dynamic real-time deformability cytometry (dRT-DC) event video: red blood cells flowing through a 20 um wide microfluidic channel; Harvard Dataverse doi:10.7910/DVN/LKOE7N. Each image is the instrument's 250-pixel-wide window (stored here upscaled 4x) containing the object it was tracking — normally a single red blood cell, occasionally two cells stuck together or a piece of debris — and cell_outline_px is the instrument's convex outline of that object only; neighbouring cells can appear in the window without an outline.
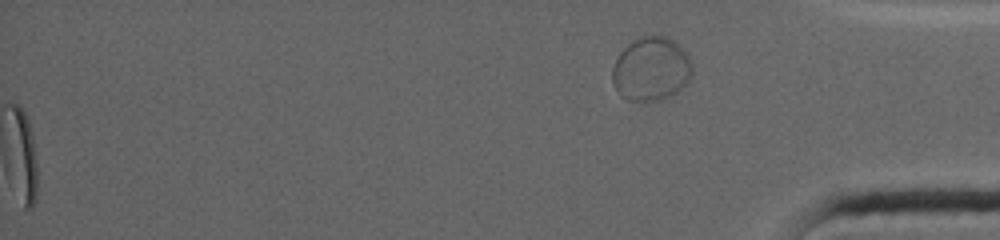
{"species": "common noctule bat (a hibernating species)", "species_latin": "Nyctalus noctula", "temperature_condition": "warm", "stored_images_in_passage": 69, "segment_of_instrument_passage": [2, 2], "camera_frame_rate_fps": 4500, "um_per_image_px": 0.085, "animal": {"sex": "female", "body_mass_g": 19.0, "forearm_length_mm": 53.3}, "frame": {"image": 1, "passage_image": 69, "time_ms": 16.444, "image_size_px": [1000, 240], "cell_outline_px": [[692, 76], [676, 92], [660, 100], [644, 104], [628, 100], [620, 96], [612, 84], [612, 68], [620, 52], [628, 44], [644, 32], [652, 32], [668, 36], [676, 40], [680, 44], [688, 56], [692, 64]], "centroid_in_image_um": [55.33, 5.83], "position_along_channel_um": 379.9, "area_um2": 30.81}}